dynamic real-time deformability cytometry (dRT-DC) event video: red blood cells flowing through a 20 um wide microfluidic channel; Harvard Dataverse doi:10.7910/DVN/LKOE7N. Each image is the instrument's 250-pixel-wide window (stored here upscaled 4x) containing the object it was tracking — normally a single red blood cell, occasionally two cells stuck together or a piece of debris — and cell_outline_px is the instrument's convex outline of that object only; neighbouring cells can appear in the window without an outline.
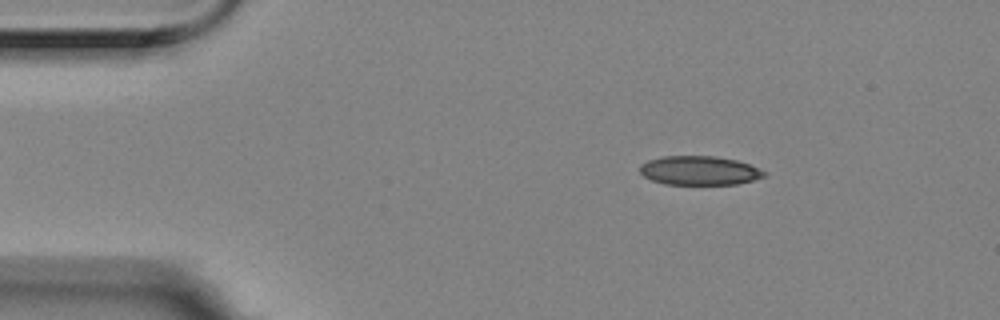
{"species": "Egyptian fruit bat (a non-hibernating species)", "species_latin": "Rousettus aegyptiacus", "temperature_condition": "room temperature", "stored_images_in_passage": 3, "camera_frame_rate_fps": 3000, "um_per_image_px": 0.085, "animal": {"sex": "female"}, "frame": {"image": 1, "passage_image": 1, "time_ms": 0.0, "image_size_px": [1000, 320], "cell_outline_px": [[768, 176], [736, 184], [664, 184], [652, 180], [644, 176], [640, 172], [640, 164], [648, 160], [664, 156], [716, 156], [736, 160], [748, 164], [768, 172]], "centroid_in_image_um": [59.46, 14.49], "position_along_channel_um": 25.5, "area_um2": 21.04}}